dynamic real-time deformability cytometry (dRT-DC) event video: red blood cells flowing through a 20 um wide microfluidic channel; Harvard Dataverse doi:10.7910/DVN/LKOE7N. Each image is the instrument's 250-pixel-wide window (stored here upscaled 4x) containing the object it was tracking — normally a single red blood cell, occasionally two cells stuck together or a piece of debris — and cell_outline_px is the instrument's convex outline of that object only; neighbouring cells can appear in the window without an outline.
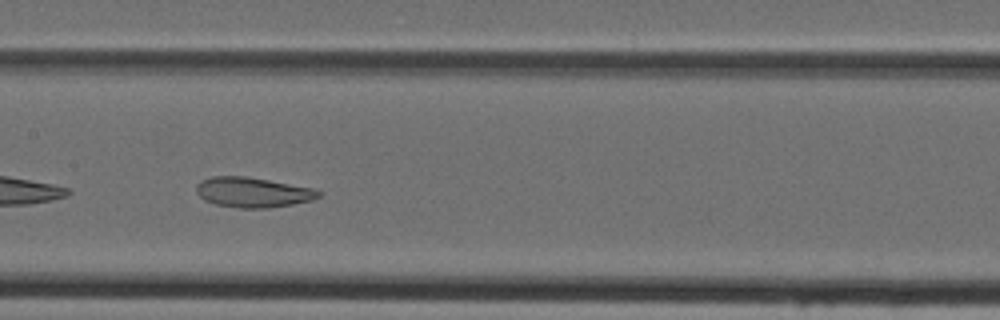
{"species": "Egyptian fruit bat (a non-hibernating species)", "species_latin": "Rousettus aegyptiacus", "temperature_condition": "cold", "stored_images_in_passage": 32, "camera_frame_rate_fps": 3000, "um_per_image_px": 0.085, "animal": {"sex": "female"}, "frame": {"image": 1, "passage_image": 14, "time_ms": 4.333, "image_size_px": [1000, 320], "cell_outline_px": [[324, 192], [320, 196], [312, 200], [292, 204], [268, 208], [240, 208], [216, 204], [204, 200], [196, 192], [196, 184], [200, 180], [212, 176], [248, 176], [316, 188]], "centroid_in_image_um": [21.52, 16.33], "position_along_channel_um": 185.9, "area_um2": 21.73}}
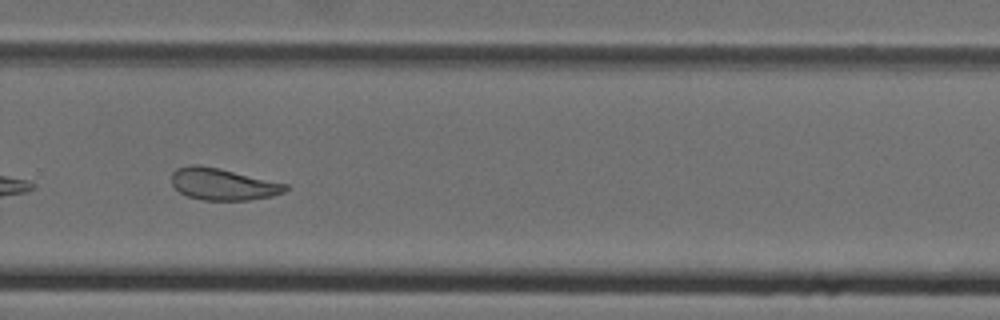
{"frame": {"image": 2, "passage_image": 23, "time_ms": 7.333, "image_size_px": [1000, 320], "cell_outline_px": [[288, 188], [284, 192], [272, 196], [248, 200], [204, 200], [188, 196], [180, 192], [172, 184], [172, 172], [176, 168], [188, 164], [200, 164], [220, 168], [288, 184]], "centroid_in_image_um": [18.93, 15.64], "position_along_channel_um": 310.9, "area_um2": 21.21}}